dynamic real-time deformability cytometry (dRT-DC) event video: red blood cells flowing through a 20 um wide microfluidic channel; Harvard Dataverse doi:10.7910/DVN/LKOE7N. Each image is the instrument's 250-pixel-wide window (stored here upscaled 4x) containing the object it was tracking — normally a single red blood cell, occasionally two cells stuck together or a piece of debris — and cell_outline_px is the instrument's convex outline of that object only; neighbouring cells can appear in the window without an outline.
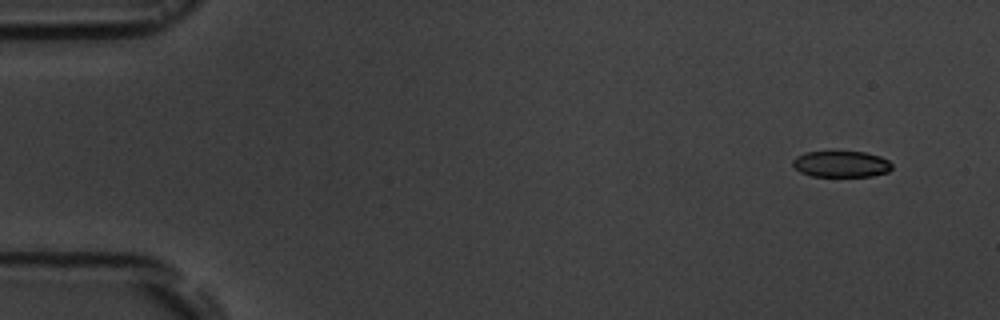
{"species": "common noctule bat (a hibernating species)", "species_latin": "Nyctalus noctula", "temperature_condition": "room temperature", "stored_images_in_passage": 4, "camera_frame_rate_fps": 3000, "um_per_image_px": 0.085, "animal": {"sex": "male", "body_mass_g": 19.5, "forearm_length_mm": 54.6}, "frame": {"image": 1, "passage_image": 1, "time_ms": 0.0, "image_size_px": [1000, 320], "cell_outline_px": [[892, 168], [888, 172], [872, 176], [812, 176], [800, 172], [792, 164], [792, 160], [796, 156], [804, 152], [864, 152], [880, 156], [888, 160], [892, 164]], "centroid_in_image_um": [71.5, 13.95], "position_along_channel_um": 13.5, "area_um2": 15.14}}
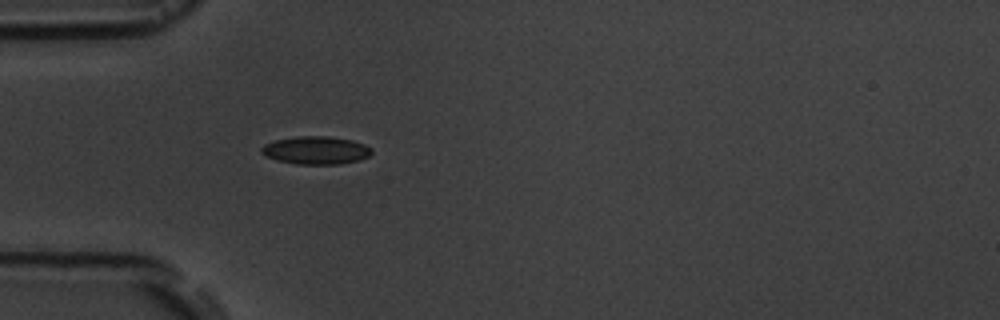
{"frame": {"image": 2, "passage_image": 4, "time_ms": 4.333, "image_size_px": [1000, 320], "cell_outline_px": [[372, 152], [368, 156], [360, 160], [340, 164], [296, 164], [276, 160], [264, 156], [260, 152], [260, 148], [264, 144], [276, 140], [296, 136], [328, 136], [352, 140], [364, 144], [372, 148]], "centroid_in_image_um": [26.83, 12.77], "position_along_channel_um": 58.2, "area_um2": 18.09}}